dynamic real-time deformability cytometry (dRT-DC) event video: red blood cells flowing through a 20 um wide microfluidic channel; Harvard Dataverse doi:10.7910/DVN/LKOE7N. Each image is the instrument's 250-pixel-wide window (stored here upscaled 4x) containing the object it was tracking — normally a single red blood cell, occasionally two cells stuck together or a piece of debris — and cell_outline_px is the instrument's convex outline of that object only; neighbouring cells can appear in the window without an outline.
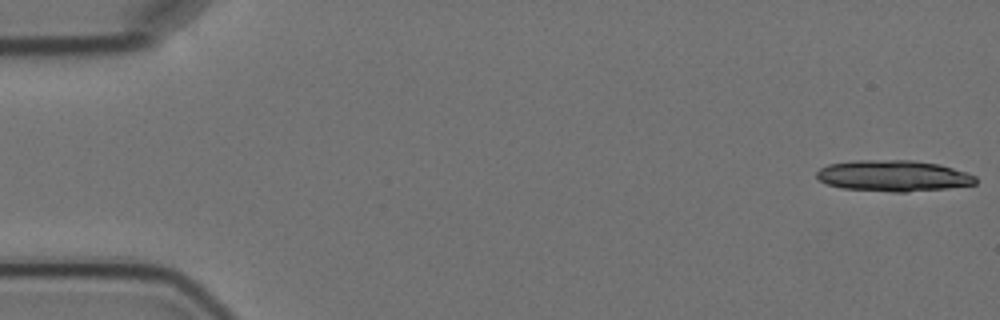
{"species": "Egyptian fruit bat (a non-hibernating species)", "species_latin": "Rousettus aegyptiacus", "temperature_condition": "cold", "stored_images_in_passage": 4, "camera_frame_rate_fps": 3000, "um_per_image_px": 0.085, "animal": {"sex": "female"}, "frame": {"image": 1, "passage_image": 1, "time_ms": 0.0, "image_size_px": [1000, 320], "cell_outline_px": [[976, 184], [948, 188], [908, 192], [892, 192], [844, 188], [828, 184], [820, 180], [816, 176], [816, 172], [820, 168], [828, 164], [856, 160], [912, 160], [940, 164], [976, 176]], "centroid_in_image_um": [75.93, 14.94], "position_along_channel_um": 9.1, "area_um2": 28.78}}